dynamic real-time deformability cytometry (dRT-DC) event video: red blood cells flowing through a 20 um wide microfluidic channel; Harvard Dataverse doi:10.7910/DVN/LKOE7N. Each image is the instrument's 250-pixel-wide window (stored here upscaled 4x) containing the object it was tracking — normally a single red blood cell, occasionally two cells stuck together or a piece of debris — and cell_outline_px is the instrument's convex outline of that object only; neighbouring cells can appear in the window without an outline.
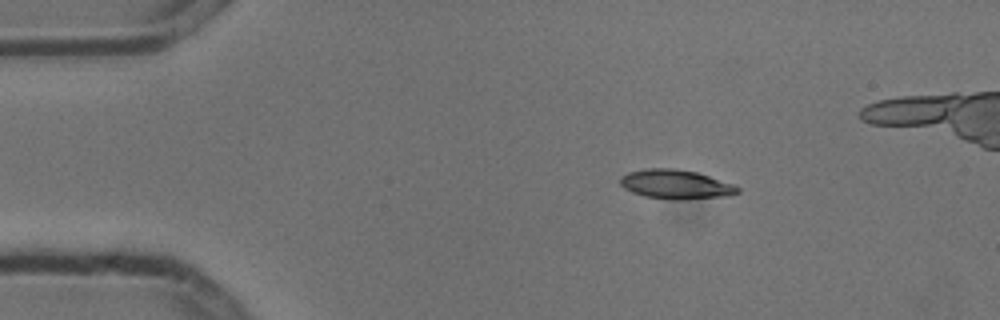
{"species": "common noctule bat (a hibernating species)", "species_latin": "Nyctalus noctula", "temperature_condition": "cold", "stored_images_in_passage": 4, "camera_frame_rate_fps": 3000, "um_per_image_px": 0.085, "animal": {"sex": "male", "body_mass_g": 13.3}, "frame": {"image": 1, "passage_image": 1, "time_ms": 0.0, "image_size_px": [1000, 320], "cell_outline_px": [[740, 192], [732, 196], [684, 200], [676, 200], [644, 196], [632, 192], [624, 188], [620, 184], [620, 176], [628, 172], [648, 168], [676, 168], [696, 172], [732, 184], [740, 188]], "centroid_in_image_um": [57.45, 15.68], "position_along_channel_um": 27.6, "area_um2": 20.17}}